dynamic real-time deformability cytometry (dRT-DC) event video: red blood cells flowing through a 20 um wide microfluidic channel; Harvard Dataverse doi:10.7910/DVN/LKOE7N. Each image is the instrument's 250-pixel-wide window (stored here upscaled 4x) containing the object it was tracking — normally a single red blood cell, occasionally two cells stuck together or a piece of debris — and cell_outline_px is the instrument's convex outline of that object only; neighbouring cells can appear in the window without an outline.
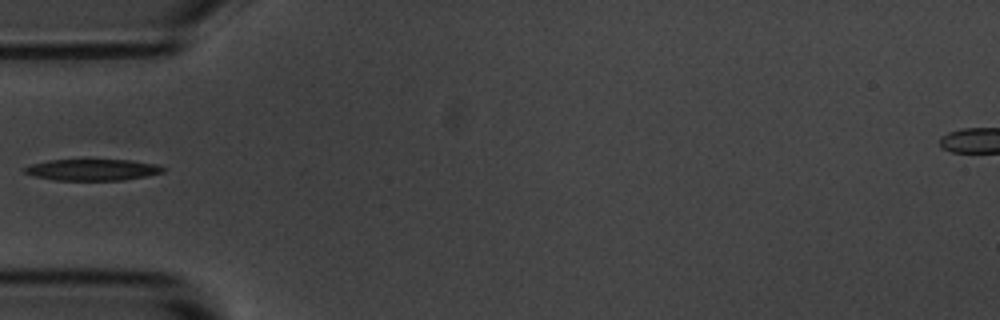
{"species": "common noctule bat (a hibernating species)", "species_latin": "Nyctalus noctula", "temperature_condition": "room temperature", "stored_images_in_passage": 2, "camera_frame_rate_fps": 3000, "um_per_image_px": 0.085, "animal": {"sex": "male", "body_mass_g": 20.1, "forearm_length_mm": 53.5}, "frame": {"image": 1, "passage_image": 1, "time_ms": 0.0, "image_size_px": [1000, 320], "cell_outline_px": [[168, 168], [164, 172], [124, 180], [56, 180], [32, 176], [24, 172], [20, 168], [32, 164], [48, 160], [132, 160], [156, 164]], "centroid_in_image_um": [7.85, 14.43], "position_along_channel_um": 77.2, "area_um2": 17.34}}